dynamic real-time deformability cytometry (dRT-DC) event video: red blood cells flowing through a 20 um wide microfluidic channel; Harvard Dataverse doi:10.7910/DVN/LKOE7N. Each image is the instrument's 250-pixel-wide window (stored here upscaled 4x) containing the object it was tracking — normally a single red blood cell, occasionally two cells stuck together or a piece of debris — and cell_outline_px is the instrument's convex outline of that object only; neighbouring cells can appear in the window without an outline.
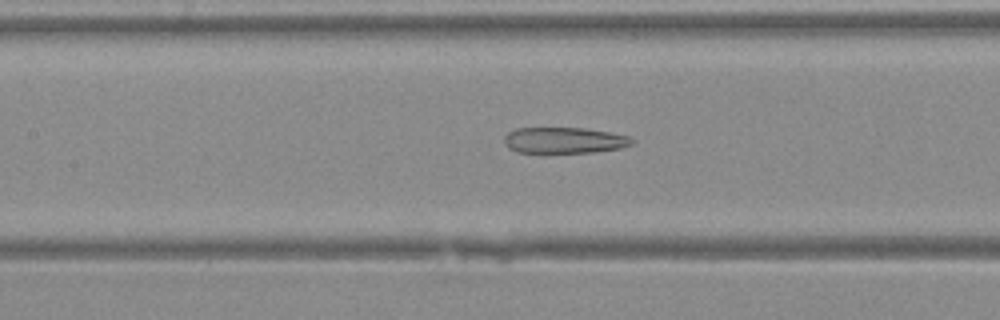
{"species": "Egyptian fruit bat (a non-hibernating species)", "species_latin": "Rousettus aegyptiacus", "temperature_condition": "warm", "stored_images_in_passage": 37, "camera_frame_rate_fps": 3000, "um_per_image_px": 0.085, "animal": {"sex": "female"}, "frame": {"image": 1, "passage_image": 15, "time_ms": 4.667, "image_size_px": [1000, 320], "cell_outline_px": [[636, 140], [632, 144], [620, 148], [592, 152], [516, 152], [508, 148], [504, 144], [504, 136], [508, 132], [516, 128], [584, 128], [608, 132], [628, 136]], "centroid_in_image_um": [47.93, 11.92], "position_along_channel_um": 159.5, "area_um2": 19.31}}
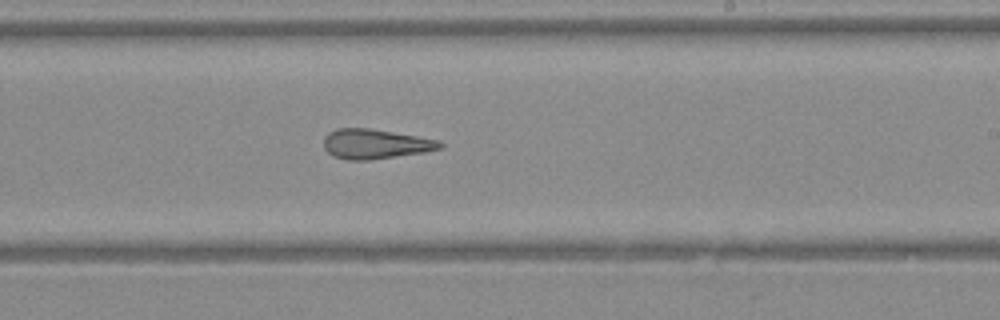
{"frame": {"image": 2, "passage_image": 21, "time_ms": 6.667, "image_size_px": [1000, 320], "cell_outline_px": [[444, 144], [440, 148], [424, 152], [368, 160], [348, 160], [336, 156], [328, 152], [324, 148], [324, 136], [328, 132], [336, 128], [368, 128], [440, 140]], "centroid_in_image_um": [31.88, 12.23], "position_along_channel_um": 257.1, "area_um2": 19.94}}
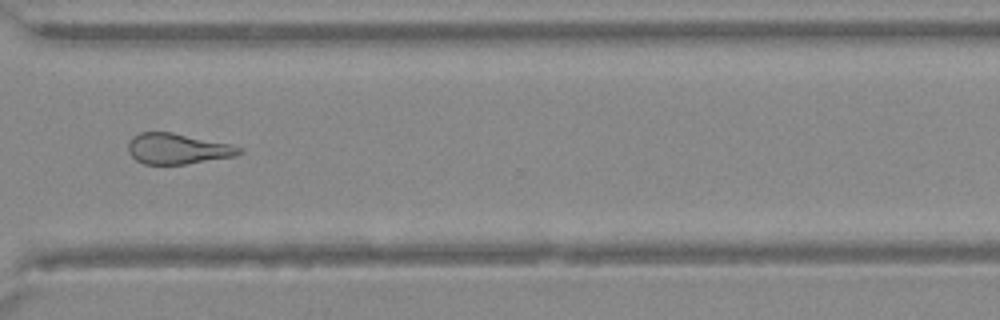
{"frame": {"image": 3, "passage_image": 27, "time_ms": 8.667, "image_size_px": [1000, 320], "cell_outline_px": [[244, 152], [236, 156], [184, 164], [144, 164], [136, 160], [128, 152], [128, 144], [132, 136], [140, 132], [172, 132], [232, 144], [244, 148]], "centroid_in_image_um": [15.12, 12.64], "position_along_channel_um": 355.5, "area_um2": 20.0}}